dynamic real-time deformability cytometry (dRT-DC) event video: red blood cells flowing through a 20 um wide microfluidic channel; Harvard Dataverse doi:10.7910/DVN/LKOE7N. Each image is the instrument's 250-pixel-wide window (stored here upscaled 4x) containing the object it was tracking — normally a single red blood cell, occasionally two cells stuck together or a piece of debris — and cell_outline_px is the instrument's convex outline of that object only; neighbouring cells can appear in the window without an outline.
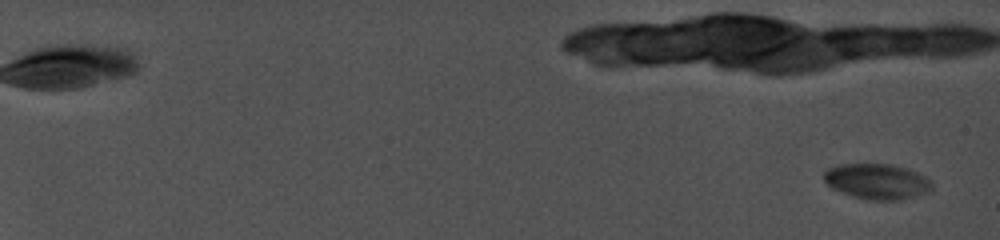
{"species": "common noctule bat (a hibernating species)", "species_latin": "Nyctalus noctula", "temperature_condition": "cold", "stored_images_in_passage": 22, "camera_frame_rate_fps": 5000, "um_per_image_px": 0.085, "animal": {"sex": "female", "body_mass_g": 19.0, "forearm_length_mm": 56.7}, "frame": {"image": 1, "passage_image": 4, "time_ms": 1.0, "image_size_px": [1000, 240], "cell_outline_px": [[932, 192], [900, 200], [868, 200], [852, 196], [840, 192], [832, 188], [824, 180], [824, 172], [828, 168], [840, 164], [888, 164], [908, 168], [932, 180]], "centroid_in_image_um": [74.58, 15.43], "position_along_channel_um": 10.4, "area_um2": 22.54}}